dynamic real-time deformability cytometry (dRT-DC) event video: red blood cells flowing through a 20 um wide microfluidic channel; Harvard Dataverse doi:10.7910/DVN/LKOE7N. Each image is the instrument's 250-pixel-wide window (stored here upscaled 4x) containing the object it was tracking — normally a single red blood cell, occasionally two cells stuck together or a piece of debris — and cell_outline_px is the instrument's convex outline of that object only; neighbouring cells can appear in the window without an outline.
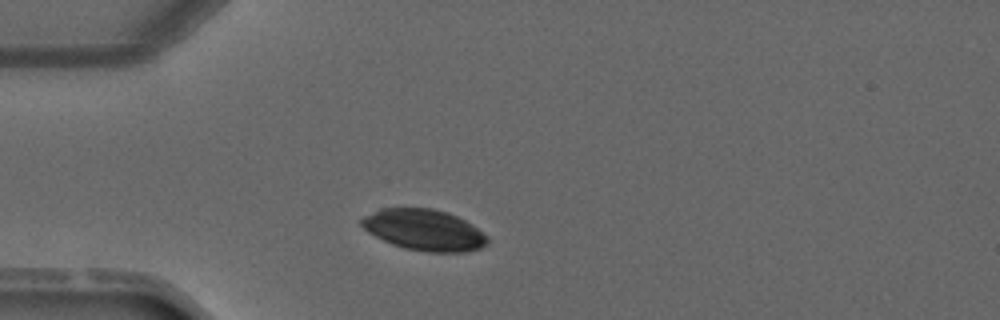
{"species": "common noctule bat (a hibernating species)", "species_latin": "Nyctalus noctula", "temperature_condition": "warm", "stored_images_in_passage": 1, "camera_frame_rate_fps": 3000, "um_per_image_px": 0.085, "animal": {"sex": "male", "forearm_length_mm": 52.5}, "frame": {"image": 1, "passage_image": 1, "time_ms": 0.0, "image_size_px": [1000, 320], "cell_outline_px": [[488, 244], [480, 248], [464, 252], [428, 252], [404, 248], [392, 244], [368, 232], [360, 224], [360, 220], [364, 216], [380, 208], [432, 208], [448, 212], [472, 224], [488, 236]], "centroid_in_image_um": [36.06, 19.54], "position_along_channel_um": 48.9, "area_um2": 30.17}}